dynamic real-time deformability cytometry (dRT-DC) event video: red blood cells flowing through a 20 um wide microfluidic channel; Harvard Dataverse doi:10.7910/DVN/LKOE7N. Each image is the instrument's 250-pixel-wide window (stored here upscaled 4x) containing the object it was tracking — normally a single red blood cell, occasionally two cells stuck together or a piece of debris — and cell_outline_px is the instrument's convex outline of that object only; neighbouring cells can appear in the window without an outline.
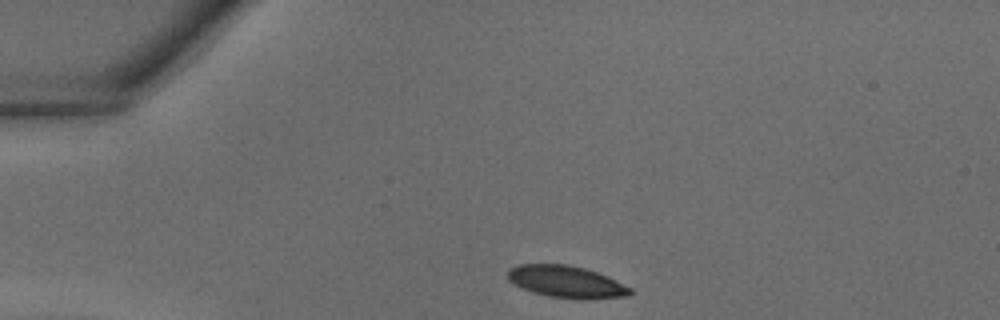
{"species": "common noctule bat (a hibernating species)", "species_latin": "Nyctalus noctula", "temperature_condition": "warm", "stored_images_in_passage": 4, "camera_frame_rate_fps": 3000, "um_per_image_px": 0.085, "animal": {"sex": "male", "body_mass_g": 18.8}, "frame": {"image": 1, "passage_image": 1, "time_ms": 0.0, "image_size_px": [1000, 320], "cell_outline_px": [[632, 292], [628, 296], [548, 296], [532, 292], [508, 280], [508, 268], [516, 264], [568, 264], [584, 268], [596, 272], [632, 288]], "centroid_in_image_um": [48.03, 23.88], "position_along_channel_um": 37.0, "area_um2": 21.62}}